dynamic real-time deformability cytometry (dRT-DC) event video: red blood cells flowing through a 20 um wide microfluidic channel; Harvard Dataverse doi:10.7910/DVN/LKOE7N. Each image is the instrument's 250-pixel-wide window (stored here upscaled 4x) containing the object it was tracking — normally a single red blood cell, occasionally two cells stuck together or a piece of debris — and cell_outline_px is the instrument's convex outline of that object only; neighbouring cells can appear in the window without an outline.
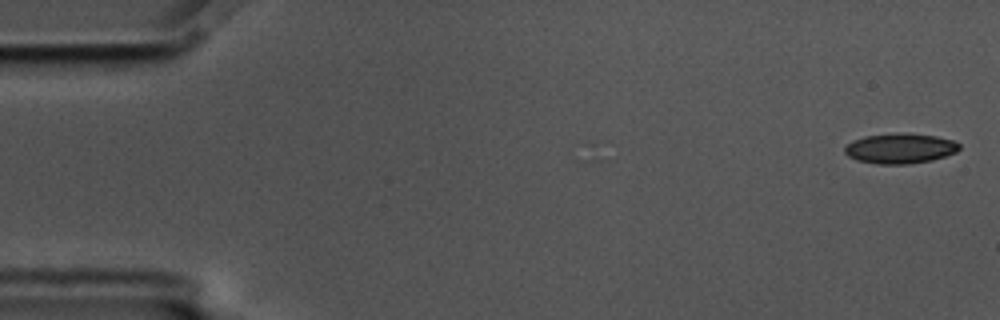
{"species": "common noctule bat (a hibernating species)", "species_latin": "Nyctalus noctula", "temperature_condition": "cold", "stored_images_in_passage": 2, "camera_frame_rate_fps": 3000, "um_per_image_px": 0.085, "animal": {"sex": "male", "body_mass_g": 17.5, "forearm_length_mm": 52.3}, "frame": {"image": 1, "passage_image": 2, "time_ms": 0.333, "image_size_px": [1000, 320], "cell_outline_px": [[960, 148], [956, 152], [932, 160], [908, 164], [876, 164], [856, 160], [848, 156], [844, 152], [844, 148], [852, 140], [864, 136], [900, 132], [936, 136], [952, 140], [960, 144]], "centroid_in_image_um": [76.48, 12.61], "position_along_channel_um": 8.5, "area_um2": 20.23}}